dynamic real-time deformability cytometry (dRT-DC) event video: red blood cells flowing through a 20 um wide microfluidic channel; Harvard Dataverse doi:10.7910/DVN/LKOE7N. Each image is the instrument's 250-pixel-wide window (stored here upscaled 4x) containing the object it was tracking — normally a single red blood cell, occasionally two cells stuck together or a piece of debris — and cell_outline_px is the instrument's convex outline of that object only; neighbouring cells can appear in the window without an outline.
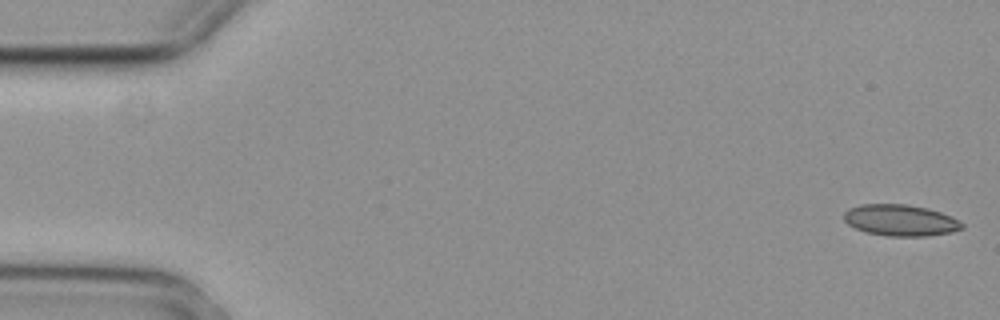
{"species": "common noctule bat (a hibernating species)", "species_latin": "Nyctalus noctula", "temperature_condition": "cold", "stored_images_in_passage": 5, "camera_frame_rate_fps": 3000, "um_per_image_px": 0.085, "animal": {"sex": "female", "body_mass_g": 29.2, "forearm_length_mm": 56.3}, "frame": {"image": 1, "passage_image": 1, "time_ms": 0.0, "image_size_px": [1000, 320], "cell_outline_px": [[964, 228], [952, 232], [928, 236], [888, 236], [868, 232], [856, 228], [848, 224], [844, 220], [844, 212], [848, 208], [860, 204], [908, 204], [928, 208], [952, 216], [964, 224]], "centroid_in_image_um": [76.56, 18.71], "position_along_channel_um": 8.4, "area_um2": 21.68}}
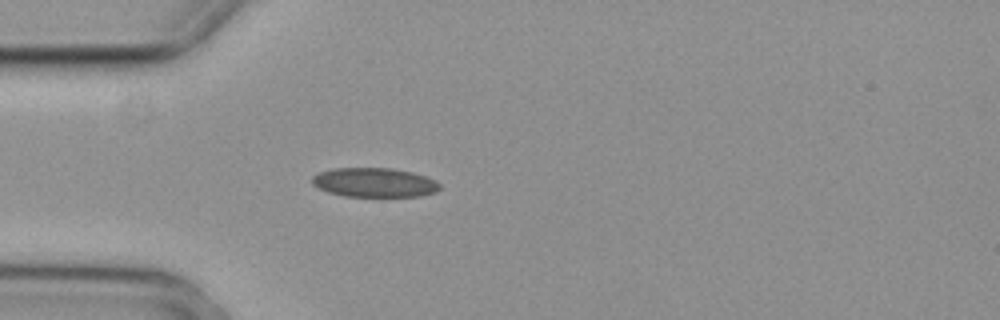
{"frame": {"image": 2, "passage_image": 5, "time_ms": 1.333, "image_size_px": [1000, 320], "cell_outline_px": [[440, 188], [436, 192], [420, 196], [344, 196], [328, 192], [312, 184], [312, 176], [320, 172], [332, 168], [392, 168], [412, 172], [436, 180], [440, 184]], "centroid_in_image_um": [31.83, 15.51], "position_along_channel_um": 53.2, "area_um2": 21.73}}